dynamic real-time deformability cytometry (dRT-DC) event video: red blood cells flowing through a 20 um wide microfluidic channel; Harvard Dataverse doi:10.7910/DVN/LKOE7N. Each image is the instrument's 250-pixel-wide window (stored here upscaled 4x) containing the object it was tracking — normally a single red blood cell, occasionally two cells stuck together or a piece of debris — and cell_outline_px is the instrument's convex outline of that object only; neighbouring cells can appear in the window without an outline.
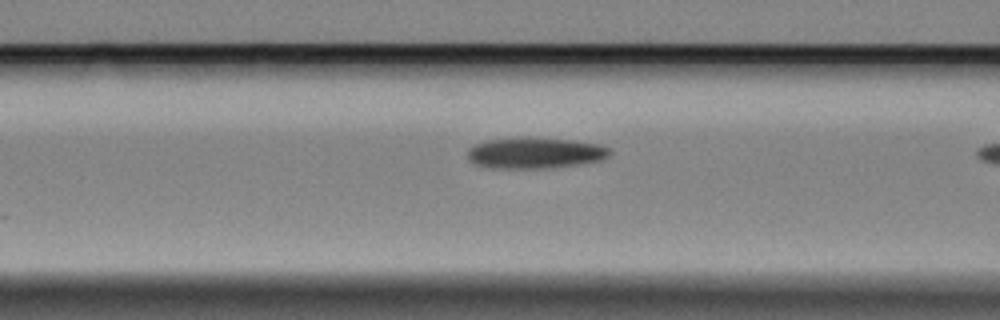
{"species": "Egyptian fruit bat (a non-hibernating species)", "species_latin": "Rousettus aegyptiacus", "temperature_condition": "cold", "stored_images_in_passage": 13, "camera_frame_rate_fps": 3000, "um_per_image_px": 0.085, "animal": {"sex": "female"}, "frame": {"image": 1, "passage_image": 11, "time_ms": 3.333, "image_size_px": [1000, 320], "cell_outline_px": [[612, 152], [604, 160], [580, 164], [548, 168], [488, 168], [476, 164], [468, 160], [468, 148], [476, 144], [488, 140], [524, 136], [572, 140], [600, 144], [612, 148]], "centroid_in_image_um": [45.52, 12.99], "position_along_channel_um": 121.1, "area_um2": 26.18}}